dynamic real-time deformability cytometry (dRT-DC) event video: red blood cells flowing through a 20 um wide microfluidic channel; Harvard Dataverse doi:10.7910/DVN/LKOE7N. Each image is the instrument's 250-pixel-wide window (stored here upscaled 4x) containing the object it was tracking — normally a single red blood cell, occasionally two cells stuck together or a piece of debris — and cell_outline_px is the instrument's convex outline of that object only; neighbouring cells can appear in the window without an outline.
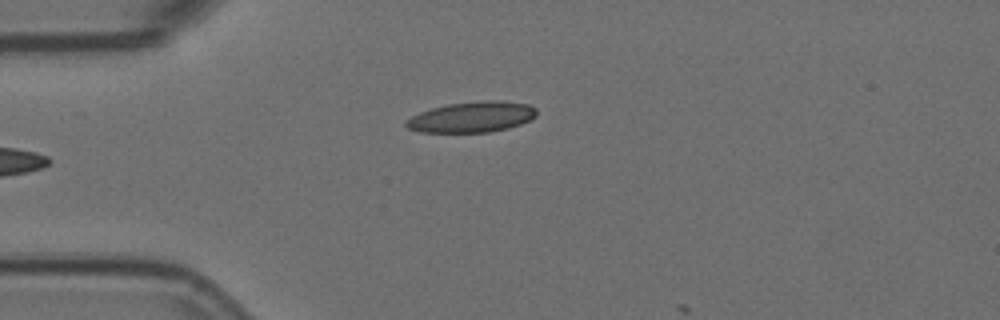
{"species": "Egyptian fruit bat (a non-hibernating species)", "species_latin": "Rousettus aegyptiacus", "temperature_condition": "room temperature", "stored_images_in_passage": 4, "camera_frame_rate_fps": 3000, "um_per_image_px": 0.085, "animal": {"sex": "female"}, "frame": {"image": 1, "passage_image": 4, "time_ms": 1.0, "image_size_px": [1000, 320], "cell_outline_px": [[536, 116], [520, 124], [508, 128], [488, 132], [420, 132], [408, 128], [404, 124], [404, 120], [420, 112], [432, 108], [448, 104], [484, 100], [496, 100], [528, 104], [536, 108]], "centroid_in_image_um": [40.09, 9.94], "position_along_channel_um": 44.9, "area_um2": 23.24}}